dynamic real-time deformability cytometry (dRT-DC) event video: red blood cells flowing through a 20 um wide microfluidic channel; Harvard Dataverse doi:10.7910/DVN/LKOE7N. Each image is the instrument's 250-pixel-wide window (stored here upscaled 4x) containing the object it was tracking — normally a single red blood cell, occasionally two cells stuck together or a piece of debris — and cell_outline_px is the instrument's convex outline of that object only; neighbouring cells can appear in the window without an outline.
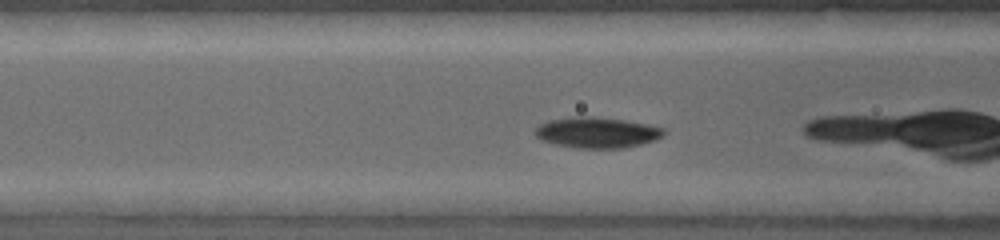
{"species": "common noctule bat (a hibernating species)", "species_latin": "Nyctalus noctula", "temperature_condition": "warm", "stored_images_in_passage": 16, "camera_frame_rate_fps": 5000, "um_per_image_px": 0.085, "animal": {"sex": "female", "body_mass_g": 19.0, "forearm_length_mm": 53.3}, "frame": {"image": 1, "passage_image": 9, "time_ms": 1.0, "image_size_px": [1000, 240], "cell_outline_px": [[668, 132], [664, 136], [656, 140], [624, 148], [580, 148], [556, 144], [540, 140], [532, 132], [540, 124], [548, 120], [568, 116], [596, 116], [624, 120], [648, 124], [664, 128]], "centroid_in_image_um": [50.75, 11.25], "position_along_channel_um": 115.9, "area_um2": 23.47}}